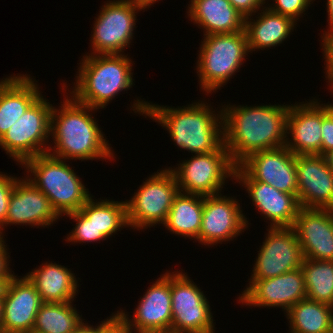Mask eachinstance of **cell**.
I'll return each instance as SVG.
<instances>
[{"instance_id": "obj_14", "label": "cell", "mask_w": 333, "mask_h": 333, "mask_svg": "<svg viewBox=\"0 0 333 333\" xmlns=\"http://www.w3.org/2000/svg\"><path fill=\"white\" fill-rule=\"evenodd\" d=\"M240 200L222 193L203 196V215L198 241L210 246L233 241L248 229L249 218L244 215ZM242 209V210H241Z\"/></svg>"}, {"instance_id": "obj_33", "label": "cell", "mask_w": 333, "mask_h": 333, "mask_svg": "<svg viewBox=\"0 0 333 333\" xmlns=\"http://www.w3.org/2000/svg\"><path fill=\"white\" fill-rule=\"evenodd\" d=\"M314 1L315 0H272V4H266V7L275 13L288 16L295 22H298L301 17L303 18L305 16L306 10L309 9Z\"/></svg>"}, {"instance_id": "obj_21", "label": "cell", "mask_w": 333, "mask_h": 333, "mask_svg": "<svg viewBox=\"0 0 333 333\" xmlns=\"http://www.w3.org/2000/svg\"><path fill=\"white\" fill-rule=\"evenodd\" d=\"M59 219L44 193L25 176L19 177L9 200L5 228L9 225L51 228Z\"/></svg>"}, {"instance_id": "obj_7", "label": "cell", "mask_w": 333, "mask_h": 333, "mask_svg": "<svg viewBox=\"0 0 333 333\" xmlns=\"http://www.w3.org/2000/svg\"><path fill=\"white\" fill-rule=\"evenodd\" d=\"M235 167L222 144L214 152L192 154L168 169L174 174L180 192L210 196L224 192L227 179H235Z\"/></svg>"}, {"instance_id": "obj_25", "label": "cell", "mask_w": 333, "mask_h": 333, "mask_svg": "<svg viewBox=\"0 0 333 333\" xmlns=\"http://www.w3.org/2000/svg\"><path fill=\"white\" fill-rule=\"evenodd\" d=\"M297 24L292 18L275 13L264 6L257 14L245 18L244 30L249 52H257L260 49L264 51L279 46L293 34Z\"/></svg>"}, {"instance_id": "obj_5", "label": "cell", "mask_w": 333, "mask_h": 333, "mask_svg": "<svg viewBox=\"0 0 333 333\" xmlns=\"http://www.w3.org/2000/svg\"><path fill=\"white\" fill-rule=\"evenodd\" d=\"M66 162L69 161L46 153L27 159L19 166L60 217L78 211L92 196L82 178Z\"/></svg>"}, {"instance_id": "obj_23", "label": "cell", "mask_w": 333, "mask_h": 333, "mask_svg": "<svg viewBox=\"0 0 333 333\" xmlns=\"http://www.w3.org/2000/svg\"><path fill=\"white\" fill-rule=\"evenodd\" d=\"M37 82L27 72L0 80V139L42 95Z\"/></svg>"}, {"instance_id": "obj_24", "label": "cell", "mask_w": 333, "mask_h": 333, "mask_svg": "<svg viewBox=\"0 0 333 333\" xmlns=\"http://www.w3.org/2000/svg\"><path fill=\"white\" fill-rule=\"evenodd\" d=\"M187 8L189 21L203 29V36L244 30L245 17L229 0H190Z\"/></svg>"}, {"instance_id": "obj_3", "label": "cell", "mask_w": 333, "mask_h": 333, "mask_svg": "<svg viewBox=\"0 0 333 333\" xmlns=\"http://www.w3.org/2000/svg\"><path fill=\"white\" fill-rule=\"evenodd\" d=\"M61 106L52 108L48 154L63 160H99L114 161L116 154L107 141L102 127L94 114L98 109L78 103L68 92L63 83ZM67 94V95H66ZM63 103V104H62ZM96 111V112H95ZM53 145V146H52Z\"/></svg>"}, {"instance_id": "obj_45", "label": "cell", "mask_w": 333, "mask_h": 333, "mask_svg": "<svg viewBox=\"0 0 333 333\" xmlns=\"http://www.w3.org/2000/svg\"><path fill=\"white\" fill-rule=\"evenodd\" d=\"M328 87H329L328 89H330V91H331L330 95H333V84H328ZM332 103H333V100H332Z\"/></svg>"}, {"instance_id": "obj_16", "label": "cell", "mask_w": 333, "mask_h": 333, "mask_svg": "<svg viewBox=\"0 0 333 333\" xmlns=\"http://www.w3.org/2000/svg\"><path fill=\"white\" fill-rule=\"evenodd\" d=\"M238 167L252 180L297 194L296 155L286 146L252 153Z\"/></svg>"}, {"instance_id": "obj_32", "label": "cell", "mask_w": 333, "mask_h": 333, "mask_svg": "<svg viewBox=\"0 0 333 333\" xmlns=\"http://www.w3.org/2000/svg\"><path fill=\"white\" fill-rule=\"evenodd\" d=\"M69 217L75 223V227H73L71 232L66 235V239H64L67 243L72 244H85L93 243L102 240L105 241L108 238L101 232L98 231L97 228L94 226L92 221H89L79 210L75 212L68 213L63 217Z\"/></svg>"}, {"instance_id": "obj_13", "label": "cell", "mask_w": 333, "mask_h": 333, "mask_svg": "<svg viewBox=\"0 0 333 333\" xmlns=\"http://www.w3.org/2000/svg\"><path fill=\"white\" fill-rule=\"evenodd\" d=\"M249 281L273 278L301 268L303 254L293 227H268Z\"/></svg>"}, {"instance_id": "obj_8", "label": "cell", "mask_w": 333, "mask_h": 333, "mask_svg": "<svg viewBox=\"0 0 333 333\" xmlns=\"http://www.w3.org/2000/svg\"><path fill=\"white\" fill-rule=\"evenodd\" d=\"M178 192L176 179L168 167L146 177L132 197L125 200L129 228L144 231L163 225Z\"/></svg>"}, {"instance_id": "obj_26", "label": "cell", "mask_w": 333, "mask_h": 333, "mask_svg": "<svg viewBox=\"0 0 333 333\" xmlns=\"http://www.w3.org/2000/svg\"><path fill=\"white\" fill-rule=\"evenodd\" d=\"M64 265L45 261L25 275L34 284L43 303L75 301L79 292V277Z\"/></svg>"}, {"instance_id": "obj_9", "label": "cell", "mask_w": 333, "mask_h": 333, "mask_svg": "<svg viewBox=\"0 0 333 333\" xmlns=\"http://www.w3.org/2000/svg\"><path fill=\"white\" fill-rule=\"evenodd\" d=\"M43 95L0 139V148L18 163L16 165H22L27 159L48 152L51 143V111L54 104Z\"/></svg>"}, {"instance_id": "obj_6", "label": "cell", "mask_w": 333, "mask_h": 333, "mask_svg": "<svg viewBox=\"0 0 333 333\" xmlns=\"http://www.w3.org/2000/svg\"><path fill=\"white\" fill-rule=\"evenodd\" d=\"M202 40L200 50L197 51L199 54L195 70L199 77V90L208 96L227 85L234 74L240 71L250 52L245 30L206 35Z\"/></svg>"}, {"instance_id": "obj_20", "label": "cell", "mask_w": 333, "mask_h": 333, "mask_svg": "<svg viewBox=\"0 0 333 333\" xmlns=\"http://www.w3.org/2000/svg\"><path fill=\"white\" fill-rule=\"evenodd\" d=\"M296 174L302 208L333 209V172L325 156L296 155Z\"/></svg>"}, {"instance_id": "obj_15", "label": "cell", "mask_w": 333, "mask_h": 333, "mask_svg": "<svg viewBox=\"0 0 333 333\" xmlns=\"http://www.w3.org/2000/svg\"><path fill=\"white\" fill-rule=\"evenodd\" d=\"M247 282L248 286L237 298L241 307L281 308L285 314L291 306L307 298L301 268L273 278Z\"/></svg>"}, {"instance_id": "obj_11", "label": "cell", "mask_w": 333, "mask_h": 333, "mask_svg": "<svg viewBox=\"0 0 333 333\" xmlns=\"http://www.w3.org/2000/svg\"><path fill=\"white\" fill-rule=\"evenodd\" d=\"M190 278L183 269L171 271V333H215L210 302Z\"/></svg>"}, {"instance_id": "obj_40", "label": "cell", "mask_w": 333, "mask_h": 333, "mask_svg": "<svg viewBox=\"0 0 333 333\" xmlns=\"http://www.w3.org/2000/svg\"><path fill=\"white\" fill-rule=\"evenodd\" d=\"M104 333H131L119 318Z\"/></svg>"}, {"instance_id": "obj_17", "label": "cell", "mask_w": 333, "mask_h": 333, "mask_svg": "<svg viewBox=\"0 0 333 333\" xmlns=\"http://www.w3.org/2000/svg\"><path fill=\"white\" fill-rule=\"evenodd\" d=\"M42 303L28 277L13 274L3 285L1 333H32Z\"/></svg>"}, {"instance_id": "obj_35", "label": "cell", "mask_w": 333, "mask_h": 333, "mask_svg": "<svg viewBox=\"0 0 333 333\" xmlns=\"http://www.w3.org/2000/svg\"><path fill=\"white\" fill-rule=\"evenodd\" d=\"M329 103V104H328ZM322 155L333 149V104L322 102Z\"/></svg>"}, {"instance_id": "obj_44", "label": "cell", "mask_w": 333, "mask_h": 333, "mask_svg": "<svg viewBox=\"0 0 333 333\" xmlns=\"http://www.w3.org/2000/svg\"><path fill=\"white\" fill-rule=\"evenodd\" d=\"M2 319H3V286L0 288V333H1Z\"/></svg>"}, {"instance_id": "obj_22", "label": "cell", "mask_w": 333, "mask_h": 333, "mask_svg": "<svg viewBox=\"0 0 333 333\" xmlns=\"http://www.w3.org/2000/svg\"><path fill=\"white\" fill-rule=\"evenodd\" d=\"M293 228L304 258L333 261V209L301 207Z\"/></svg>"}, {"instance_id": "obj_28", "label": "cell", "mask_w": 333, "mask_h": 333, "mask_svg": "<svg viewBox=\"0 0 333 333\" xmlns=\"http://www.w3.org/2000/svg\"><path fill=\"white\" fill-rule=\"evenodd\" d=\"M284 316L289 333H329L333 329V307L308 298L291 306Z\"/></svg>"}, {"instance_id": "obj_4", "label": "cell", "mask_w": 333, "mask_h": 333, "mask_svg": "<svg viewBox=\"0 0 333 333\" xmlns=\"http://www.w3.org/2000/svg\"><path fill=\"white\" fill-rule=\"evenodd\" d=\"M134 62L126 53L82 55L80 63H77L80 65L76 69L73 87L68 88L64 80V88L78 103L98 110L106 109L120 92L135 85Z\"/></svg>"}, {"instance_id": "obj_38", "label": "cell", "mask_w": 333, "mask_h": 333, "mask_svg": "<svg viewBox=\"0 0 333 333\" xmlns=\"http://www.w3.org/2000/svg\"><path fill=\"white\" fill-rule=\"evenodd\" d=\"M267 0H229L232 6L245 18L256 14L266 6Z\"/></svg>"}, {"instance_id": "obj_37", "label": "cell", "mask_w": 333, "mask_h": 333, "mask_svg": "<svg viewBox=\"0 0 333 333\" xmlns=\"http://www.w3.org/2000/svg\"><path fill=\"white\" fill-rule=\"evenodd\" d=\"M3 237L0 240V286L2 287L14 274L12 268L9 267L11 264L10 253L8 252L10 249L7 247L8 243ZM13 272V273H12Z\"/></svg>"}, {"instance_id": "obj_29", "label": "cell", "mask_w": 333, "mask_h": 333, "mask_svg": "<svg viewBox=\"0 0 333 333\" xmlns=\"http://www.w3.org/2000/svg\"><path fill=\"white\" fill-rule=\"evenodd\" d=\"M92 195L79 211L92 221L98 231H101L108 239L122 229L129 228L127 222L126 202L112 199L98 201Z\"/></svg>"}, {"instance_id": "obj_39", "label": "cell", "mask_w": 333, "mask_h": 333, "mask_svg": "<svg viewBox=\"0 0 333 333\" xmlns=\"http://www.w3.org/2000/svg\"><path fill=\"white\" fill-rule=\"evenodd\" d=\"M117 319V311H114L110 317L103 319V321H100V324L97 323L95 326L93 324L90 325L87 321H83L73 333H104Z\"/></svg>"}, {"instance_id": "obj_12", "label": "cell", "mask_w": 333, "mask_h": 333, "mask_svg": "<svg viewBox=\"0 0 333 333\" xmlns=\"http://www.w3.org/2000/svg\"><path fill=\"white\" fill-rule=\"evenodd\" d=\"M166 271L147 287L132 315L125 308L117 310L119 320L131 333H171V271Z\"/></svg>"}, {"instance_id": "obj_43", "label": "cell", "mask_w": 333, "mask_h": 333, "mask_svg": "<svg viewBox=\"0 0 333 333\" xmlns=\"http://www.w3.org/2000/svg\"><path fill=\"white\" fill-rule=\"evenodd\" d=\"M324 156L328 162L329 168L333 172V149L327 152Z\"/></svg>"}, {"instance_id": "obj_19", "label": "cell", "mask_w": 333, "mask_h": 333, "mask_svg": "<svg viewBox=\"0 0 333 333\" xmlns=\"http://www.w3.org/2000/svg\"><path fill=\"white\" fill-rule=\"evenodd\" d=\"M321 102L316 96L305 102H290L285 146L294 155H322Z\"/></svg>"}, {"instance_id": "obj_34", "label": "cell", "mask_w": 333, "mask_h": 333, "mask_svg": "<svg viewBox=\"0 0 333 333\" xmlns=\"http://www.w3.org/2000/svg\"><path fill=\"white\" fill-rule=\"evenodd\" d=\"M19 178L0 172V234L4 237L5 220L9 206L11 193L15 187V183ZM4 231V232H3Z\"/></svg>"}, {"instance_id": "obj_2", "label": "cell", "mask_w": 333, "mask_h": 333, "mask_svg": "<svg viewBox=\"0 0 333 333\" xmlns=\"http://www.w3.org/2000/svg\"><path fill=\"white\" fill-rule=\"evenodd\" d=\"M223 144L238 166L250 154L285 146L290 104H222Z\"/></svg>"}, {"instance_id": "obj_27", "label": "cell", "mask_w": 333, "mask_h": 333, "mask_svg": "<svg viewBox=\"0 0 333 333\" xmlns=\"http://www.w3.org/2000/svg\"><path fill=\"white\" fill-rule=\"evenodd\" d=\"M203 215V196L178 192L163 227L176 236L196 241Z\"/></svg>"}, {"instance_id": "obj_10", "label": "cell", "mask_w": 333, "mask_h": 333, "mask_svg": "<svg viewBox=\"0 0 333 333\" xmlns=\"http://www.w3.org/2000/svg\"><path fill=\"white\" fill-rule=\"evenodd\" d=\"M95 16L89 46L85 54H125L132 45L137 16L145 10L127 0H107Z\"/></svg>"}, {"instance_id": "obj_30", "label": "cell", "mask_w": 333, "mask_h": 333, "mask_svg": "<svg viewBox=\"0 0 333 333\" xmlns=\"http://www.w3.org/2000/svg\"><path fill=\"white\" fill-rule=\"evenodd\" d=\"M73 303H42L32 333H73L85 321Z\"/></svg>"}, {"instance_id": "obj_1", "label": "cell", "mask_w": 333, "mask_h": 333, "mask_svg": "<svg viewBox=\"0 0 333 333\" xmlns=\"http://www.w3.org/2000/svg\"><path fill=\"white\" fill-rule=\"evenodd\" d=\"M138 98L130 103V110L165 128L178 149L191 155L204 154L216 151L223 144L222 106L217 111L202 99L176 108Z\"/></svg>"}, {"instance_id": "obj_42", "label": "cell", "mask_w": 333, "mask_h": 333, "mask_svg": "<svg viewBox=\"0 0 333 333\" xmlns=\"http://www.w3.org/2000/svg\"><path fill=\"white\" fill-rule=\"evenodd\" d=\"M130 1L140 7H142L144 10L149 9L151 6H154L153 4H155L156 2L160 1V0H127Z\"/></svg>"}, {"instance_id": "obj_18", "label": "cell", "mask_w": 333, "mask_h": 333, "mask_svg": "<svg viewBox=\"0 0 333 333\" xmlns=\"http://www.w3.org/2000/svg\"><path fill=\"white\" fill-rule=\"evenodd\" d=\"M235 182L248 193L261 216L268 222L267 227H293L301 208L297 194H288L275 187L250 179L238 166L235 167Z\"/></svg>"}, {"instance_id": "obj_36", "label": "cell", "mask_w": 333, "mask_h": 333, "mask_svg": "<svg viewBox=\"0 0 333 333\" xmlns=\"http://www.w3.org/2000/svg\"><path fill=\"white\" fill-rule=\"evenodd\" d=\"M323 34V35H322ZM321 46L324 59V74L327 84H333V29L321 31Z\"/></svg>"}, {"instance_id": "obj_31", "label": "cell", "mask_w": 333, "mask_h": 333, "mask_svg": "<svg viewBox=\"0 0 333 333\" xmlns=\"http://www.w3.org/2000/svg\"><path fill=\"white\" fill-rule=\"evenodd\" d=\"M301 269L307 298L333 307V261L304 258Z\"/></svg>"}, {"instance_id": "obj_41", "label": "cell", "mask_w": 333, "mask_h": 333, "mask_svg": "<svg viewBox=\"0 0 333 333\" xmlns=\"http://www.w3.org/2000/svg\"><path fill=\"white\" fill-rule=\"evenodd\" d=\"M326 5V12H327V23L328 25L326 26L327 30L324 29V31H328L333 29V0H327Z\"/></svg>"}]
</instances>
